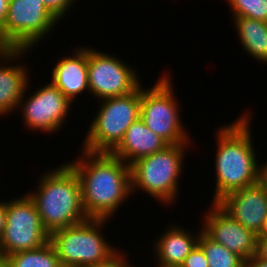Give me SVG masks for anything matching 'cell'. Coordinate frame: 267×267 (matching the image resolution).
<instances>
[{"instance_id":"18","label":"cell","mask_w":267,"mask_h":267,"mask_svg":"<svg viewBox=\"0 0 267 267\" xmlns=\"http://www.w3.org/2000/svg\"><path fill=\"white\" fill-rule=\"evenodd\" d=\"M242 49L261 64H267V22L246 17H233Z\"/></svg>"},{"instance_id":"29","label":"cell","mask_w":267,"mask_h":267,"mask_svg":"<svg viewBox=\"0 0 267 267\" xmlns=\"http://www.w3.org/2000/svg\"><path fill=\"white\" fill-rule=\"evenodd\" d=\"M259 182L264 186L267 193V160L261 166Z\"/></svg>"},{"instance_id":"6","label":"cell","mask_w":267,"mask_h":267,"mask_svg":"<svg viewBox=\"0 0 267 267\" xmlns=\"http://www.w3.org/2000/svg\"><path fill=\"white\" fill-rule=\"evenodd\" d=\"M82 149L93 153H111L122 141L127 128L140 118L141 86L133 93L100 100Z\"/></svg>"},{"instance_id":"17","label":"cell","mask_w":267,"mask_h":267,"mask_svg":"<svg viewBox=\"0 0 267 267\" xmlns=\"http://www.w3.org/2000/svg\"><path fill=\"white\" fill-rule=\"evenodd\" d=\"M167 146L169 144L139 118L127 128L122 141L111 154L131 165L137 159L162 151Z\"/></svg>"},{"instance_id":"23","label":"cell","mask_w":267,"mask_h":267,"mask_svg":"<svg viewBox=\"0 0 267 267\" xmlns=\"http://www.w3.org/2000/svg\"><path fill=\"white\" fill-rule=\"evenodd\" d=\"M121 251L120 249H118L109 259L100 263H94L84 267H135V264L129 263L127 253H124V250Z\"/></svg>"},{"instance_id":"1","label":"cell","mask_w":267,"mask_h":267,"mask_svg":"<svg viewBox=\"0 0 267 267\" xmlns=\"http://www.w3.org/2000/svg\"><path fill=\"white\" fill-rule=\"evenodd\" d=\"M80 152L67 163L80 180L84 211L88 218L110 219L132 194L130 165L111 153Z\"/></svg>"},{"instance_id":"25","label":"cell","mask_w":267,"mask_h":267,"mask_svg":"<svg viewBox=\"0 0 267 267\" xmlns=\"http://www.w3.org/2000/svg\"><path fill=\"white\" fill-rule=\"evenodd\" d=\"M256 255L267 260V236H257Z\"/></svg>"},{"instance_id":"32","label":"cell","mask_w":267,"mask_h":267,"mask_svg":"<svg viewBox=\"0 0 267 267\" xmlns=\"http://www.w3.org/2000/svg\"><path fill=\"white\" fill-rule=\"evenodd\" d=\"M0 267H6V264L2 259H0Z\"/></svg>"},{"instance_id":"28","label":"cell","mask_w":267,"mask_h":267,"mask_svg":"<svg viewBox=\"0 0 267 267\" xmlns=\"http://www.w3.org/2000/svg\"><path fill=\"white\" fill-rule=\"evenodd\" d=\"M8 7H9V0H0V29L3 27Z\"/></svg>"},{"instance_id":"19","label":"cell","mask_w":267,"mask_h":267,"mask_svg":"<svg viewBox=\"0 0 267 267\" xmlns=\"http://www.w3.org/2000/svg\"><path fill=\"white\" fill-rule=\"evenodd\" d=\"M2 260L6 267H62L50 241L40 248L13 253Z\"/></svg>"},{"instance_id":"7","label":"cell","mask_w":267,"mask_h":267,"mask_svg":"<svg viewBox=\"0 0 267 267\" xmlns=\"http://www.w3.org/2000/svg\"><path fill=\"white\" fill-rule=\"evenodd\" d=\"M169 74L164 72L149 89L141 85L140 118L169 145L191 144L192 138L186 127H183L179 115L180 104L177 103L175 86Z\"/></svg>"},{"instance_id":"8","label":"cell","mask_w":267,"mask_h":267,"mask_svg":"<svg viewBox=\"0 0 267 267\" xmlns=\"http://www.w3.org/2000/svg\"><path fill=\"white\" fill-rule=\"evenodd\" d=\"M59 22L41 0H9L0 29V46L2 49H34L32 47L38 46Z\"/></svg>"},{"instance_id":"4","label":"cell","mask_w":267,"mask_h":267,"mask_svg":"<svg viewBox=\"0 0 267 267\" xmlns=\"http://www.w3.org/2000/svg\"><path fill=\"white\" fill-rule=\"evenodd\" d=\"M190 145H169L162 151L141 157L133 162L130 165L131 196L140 189L161 204L164 203L166 206L175 204L174 202L180 196L179 179Z\"/></svg>"},{"instance_id":"3","label":"cell","mask_w":267,"mask_h":267,"mask_svg":"<svg viewBox=\"0 0 267 267\" xmlns=\"http://www.w3.org/2000/svg\"><path fill=\"white\" fill-rule=\"evenodd\" d=\"M63 163L41 175L37 190L27 192L49 234L88 219L82 204L80 180L75 170L67 162Z\"/></svg>"},{"instance_id":"16","label":"cell","mask_w":267,"mask_h":267,"mask_svg":"<svg viewBox=\"0 0 267 267\" xmlns=\"http://www.w3.org/2000/svg\"><path fill=\"white\" fill-rule=\"evenodd\" d=\"M169 226L160 237H157L158 239H154L155 243L152 247L154 259H157L154 260L156 266L182 265L185 258L198 244L199 236L203 231L200 227L199 232H190L181 225L177 226L175 222Z\"/></svg>"},{"instance_id":"13","label":"cell","mask_w":267,"mask_h":267,"mask_svg":"<svg viewBox=\"0 0 267 267\" xmlns=\"http://www.w3.org/2000/svg\"><path fill=\"white\" fill-rule=\"evenodd\" d=\"M217 204L255 235L267 215V193L260 182L228 193Z\"/></svg>"},{"instance_id":"22","label":"cell","mask_w":267,"mask_h":267,"mask_svg":"<svg viewBox=\"0 0 267 267\" xmlns=\"http://www.w3.org/2000/svg\"><path fill=\"white\" fill-rule=\"evenodd\" d=\"M44 6L59 20L64 19L65 15L68 16L70 8L73 7L77 0H41Z\"/></svg>"},{"instance_id":"15","label":"cell","mask_w":267,"mask_h":267,"mask_svg":"<svg viewBox=\"0 0 267 267\" xmlns=\"http://www.w3.org/2000/svg\"><path fill=\"white\" fill-rule=\"evenodd\" d=\"M73 53L63 55L52 68L51 82L72 102L81 93L90 94L87 70V48H73ZM84 92V93H83Z\"/></svg>"},{"instance_id":"10","label":"cell","mask_w":267,"mask_h":267,"mask_svg":"<svg viewBox=\"0 0 267 267\" xmlns=\"http://www.w3.org/2000/svg\"><path fill=\"white\" fill-rule=\"evenodd\" d=\"M114 56L87 47L89 91L97 100L126 96L142 85L136 69Z\"/></svg>"},{"instance_id":"9","label":"cell","mask_w":267,"mask_h":267,"mask_svg":"<svg viewBox=\"0 0 267 267\" xmlns=\"http://www.w3.org/2000/svg\"><path fill=\"white\" fill-rule=\"evenodd\" d=\"M50 234L44 229L34 201L27 193L6 201V224L0 236V259L45 245Z\"/></svg>"},{"instance_id":"2","label":"cell","mask_w":267,"mask_h":267,"mask_svg":"<svg viewBox=\"0 0 267 267\" xmlns=\"http://www.w3.org/2000/svg\"><path fill=\"white\" fill-rule=\"evenodd\" d=\"M251 117L249 110L244 111L235 121L223 125L215 133L218 145L214 155L216 186L211 203L259 182L262 164L256 158L258 153L252 140Z\"/></svg>"},{"instance_id":"20","label":"cell","mask_w":267,"mask_h":267,"mask_svg":"<svg viewBox=\"0 0 267 267\" xmlns=\"http://www.w3.org/2000/svg\"><path fill=\"white\" fill-rule=\"evenodd\" d=\"M198 245L204 251L209 267H244L245 260L225 246L211 240L203 231Z\"/></svg>"},{"instance_id":"31","label":"cell","mask_w":267,"mask_h":267,"mask_svg":"<svg viewBox=\"0 0 267 267\" xmlns=\"http://www.w3.org/2000/svg\"><path fill=\"white\" fill-rule=\"evenodd\" d=\"M156 267H183L182 265L156 266Z\"/></svg>"},{"instance_id":"5","label":"cell","mask_w":267,"mask_h":267,"mask_svg":"<svg viewBox=\"0 0 267 267\" xmlns=\"http://www.w3.org/2000/svg\"><path fill=\"white\" fill-rule=\"evenodd\" d=\"M108 219L88 218L50 234L62 267H84L109 259L118 249L103 231Z\"/></svg>"},{"instance_id":"26","label":"cell","mask_w":267,"mask_h":267,"mask_svg":"<svg viewBox=\"0 0 267 267\" xmlns=\"http://www.w3.org/2000/svg\"><path fill=\"white\" fill-rule=\"evenodd\" d=\"M244 267H267V260L260 259L256 254L245 261Z\"/></svg>"},{"instance_id":"27","label":"cell","mask_w":267,"mask_h":267,"mask_svg":"<svg viewBox=\"0 0 267 267\" xmlns=\"http://www.w3.org/2000/svg\"><path fill=\"white\" fill-rule=\"evenodd\" d=\"M6 224V200H0V236Z\"/></svg>"},{"instance_id":"30","label":"cell","mask_w":267,"mask_h":267,"mask_svg":"<svg viewBox=\"0 0 267 267\" xmlns=\"http://www.w3.org/2000/svg\"><path fill=\"white\" fill-rule=\"evenodd\" d=\"M256 236H267V215L264 222L262 223L259 233Z\"/></svg>"},{"instance_id":"12","label":"cell","mask_w":267,"mask_h":267,"mask_svg":"<svg viewBox=\"0 0 267 267\" xmlns=\"http://www.w3.org/2000/svg\"><path fill=\"white\" fill-rule=\"evenodd\" d=\"M203 213V232L214 242L235 252L245 261L256 254L257 236L225 212L217 203H211Z\"/></svg>"},{"instance_id":"21","label":"cell","mask_w":267,"mask_h":267,"mask_svg":"<svg viewBox=\"0 0 267 267\" xmlns=\"http://www.w3.org/2000/svg\"><path fill=\"white\" fill-rule=\"evenodd\" d=\"M233 17H246L267 22V0H226Z\"/></svg>"},{"instance_id":"24","label":"cell","mask_w":267,"mask_h":267,"mask_svg":"<svg viewBox=\"0 0 267 267\" xmlns=\"http://www.w3.org/2000/svg\"><path fill=\"white\" fill-rule=\"evenodd\" d=\"M183 267H209L202 248L197 244L182 263Z\"/></svg>"},{"instance_id":"14","label":"cell","mask_w":267,"mask_h":267,"mask_svg":"<svg viewBox=\"0 0 267 267\" xmlns=\"http://www.w3.org/2000/svg\"><path fill=\"white\" fill-rule=\"evenodd\" d=\"M29 51L31 50H0V117L9 115L15 110L17 112L19 101L22 98L31 73V71H28L27 66L21 62V59L23 60V57L25 58ZM16 60H20L22 64H15Z\"/></svg>"},{"instance_id":"11","label":"cell","mask_w":267,"mask_h":267,"mask_svg":"<svg viewBox=\"0 0 267 267\" xmlns=\"http://www.w3.org/2000/svg\"><path fill=\"white\" fill-rule=\"evenodd\" d=\"M30 82L29 78L17 108V110L21 109L20 114L23 118L21 120L24 121L25 128L33 132H46V134L58 132L69 115L72 102L52 82L36 88L27 97L25 95L29 90Z\"/></svg>"}]
</instances>
